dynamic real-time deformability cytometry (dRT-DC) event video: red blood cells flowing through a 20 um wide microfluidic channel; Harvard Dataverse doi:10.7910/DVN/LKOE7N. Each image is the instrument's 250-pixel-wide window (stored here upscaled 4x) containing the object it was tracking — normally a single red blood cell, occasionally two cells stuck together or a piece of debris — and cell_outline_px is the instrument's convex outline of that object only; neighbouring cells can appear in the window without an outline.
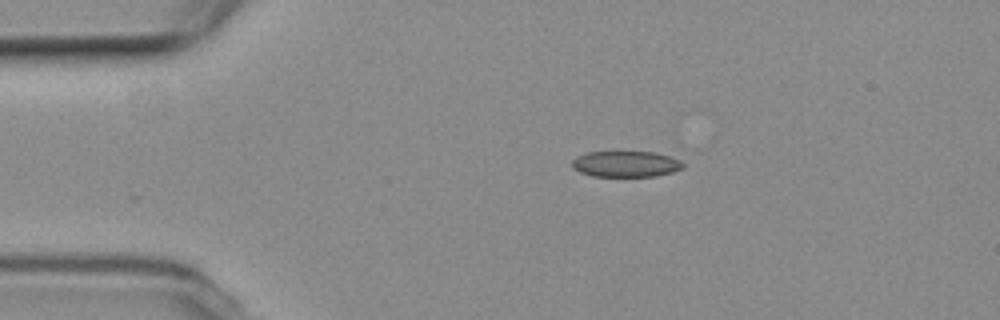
{"species": "common noctule bat (a hibernating species)", "species_latin": "Nyctalus noctula", "temperature_condition": "room temperature", "stored_images_in_passage": 2, "camera_frame_rate_fps": 3000, "um_per_image_px": 0.085, "animal": {"sex": "female", "body_mass_g": 19.3, "forearm_length_mm": 54.1}, "frame": {"image": 1, "passage_image": 1, "time_ms": 0.0, "image_size_px": [1000, 320], "cell_outline_px": [[684, 168], [672, 172], [656, 176], [592, 176], [580, 172], [572, 168], [572, 160], [576, 156], [588, 152], [652, 152], [668, 156], [680, 160], [684, 164]], "centroid_in_image_um": [53.18, 13.94], "position_along_channel_um": 31.8, "area_um2": 16.76}}